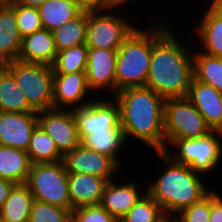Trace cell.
Returning <instances> with one entry per match:
<instances>
[{
  "label": "cell",
  "mask_w": 222,
  "mask_h": 222,
  "mask_svg": "<svg viewBox=\"0 0 222 222\" xmlns=\"http://www.w3.org/2000/svg\"><path fill=\"white\" fill-rule=\"evenodd\" d=\"M157 20L152 21L153 47L145 86L164 99L186 97L193 78V46L186 45L188 40L180 43L172 24Z\"/></svg>",
  "instance_id": "cell-1"
},
{
  "label": "cell",
  "mask_w": 222,
  "mask_h": 222,
  "mask_svg": "<svg viewBox=\"0 0 222 222\" xmlns=\"http://www.w3.org/2000/svg\"><path fill=\"white\" fill-rule=\"evenodd\" d=\"M113 98L119 105L120 126L126 141L133 138L154 152L164 151L165 99L146 86L122 89Z\"/></svg>",
  "instance_id": "cell-2"
},
{
  "label": "cell",
  "mask_w": 222,
  "mask_h": 222,
  "mask_svg": "<svg viewBox=\"0 0 222 222\" xmlns=\"http://www.w3.org/2000/svg\"><path fill=\"white\" fill-rule=\"evenodd\" d=\"M160 159L162 172L147 184V193L162 207L164 214L176 216L198 202L212 189L203 183L201 174L188 165L175 162L165 151L154 152ZM202 176V177H200Z\"/></svg>",
  "instance_id": "cell-3"
},
{
  "label": "cell",
  "mask_w": 222,
  "mask_h": 222,
  "mask_svg": "<svg viewBox=\"0 0 222 222\" xmlns=\"http://www.w3.org/2000/svg\"><path fill=\"white\" fill-rule=\"evenodd\" d=\"M150 25V29L135 26L119 47L115 72L116 92L146 85L153 47V24Z\"/></svg>",
  "instance_id": "cell-4"
},
{
  "label": "cell",
  "mask_w": 222,
  "mask_h": 222,
  "mask_svg": "<svg viewBox=\"0 0 222 222\" xmlns=\"http://www.w3.org/2000/svg\"><path fill=\"white\" fill-rule=\"evenodd\" d=\"M221 138L222 131H212L198 139L173 140L164 151L175 162L188 165L195 172L206 175L220 166L218 164L222 161ZM173 148L177 152L174 153Z\"/></svg>",
  "instance_id": "cell-5"
},
{
  "label": "cell",
  "mask_w": 222,
  "mask_h": 222,
  "mask_svg": "<svg viewBox=\"0 0 222 222\" xmlns=\"http://www.w3.org/2000/svg\"><path fill=\"white\" fill-rule=\"evenodd\" d=\"M14 76L29 105L36 111L53 108V70L46 64L13 60L3 64Z\"/></svg>",
  "instance_id": "cell-6"
},
{
  "label": "cell",
  "mask_w": 222,
  "mask_h": 222,
  "mask_svg": "<svg viewBox=\"0 0 222 222\" xmlns=\"http://www.w3.org/2000/svg\"><path fill=\"white\" fill-rule=\"evenodd\" d=\"M25 184L34 200L71 209L68 172L62 160L32 164Z\"/></svg>",
  "instance_id": "cell-7"
},
{
  "label": "cell",
  "mask_w": 222,
  "mask_h": 222,
  "mask_svg": "<svg viewBox=\"0 0 222 222\" xmlns=\"http://www.w3.org/2000/svg\"><path fill=\"white\" fill-rule=\"evenodd\" d=\"M212 132L204 117L187 97L167 98L164 102L165 148L173 140L198 139Z\"/></svg>",
  "instance_id": "cell-8"
},
{
  "label": "cell",
  "mask_w": 222,
  "mask_h": 222,
  "mask_svg": "<svg viewBox=\"0 0 222 222\" xmlns=\"http://www.w3.org/2000/svg\"><path fill=\"white\" fill-rule=\"evenodd\" d=\"M115 11H87L85 44L88 48L119 49L135 28L136 25L127 20V15L123 16L122 11Z\"/></svg>",
  "instance_id": "cell-9"
},
{
  "label": "cell",
  "mask_w": 222,
  "mask_h": 222,
  "mask_svg": "<svg viewBox=\"0 0 222 222\" xmlns=\"http://www.w3.org/2000/svg\"><path fill=\"white\" fill-rule=\"evenodd\" d=\"M97 97L88 105L72 109L80 140L93 133L105 129L120 127V109L113 97ZM105 98V99H103Z\"/></svg>",
  "instance_id": "cell-10"
},
{
  "label": "cell",
  "mask_w": 222,
  "mask_h": 222,
  "mask_svg": "<svg viewBox=\"0 0 222 222\" xmlns=\"http://www.w3.org/2000/svg\"><path fill=\"white\" fill-rule=\"evenodd\" d=\"M37 125L55 141L62 156L80 145L77 123L71 109L52 108L39 111Z\"/></svg>",
  "instance_id": "cell-11"
},
{
  "label": "cell",
  "mask_w": 222,
  "mask_h": 222,
  "mask_svg": "<svg viewBox=\"0 0 222 222\" xmlns=\"http://www.w3.org/2000/svg\"><path fill=\"white\" fill-rule=\"evenodd\" d=\"M62 161L68 173L95 175L107 181L113 180L116 175L118 177L116 173L122 174V168L111 157L89 150L81 144L66 153Z\"/></svg>",
  "instance_id": "cell-12"
},
{
  "label": "cell",
  "mask_w": 222,
  "mask_h": 222,
  "mask_svg": "<svg viewBox=\"0 0 222 222\" xmlns=\"http://www.w3.org/2000/svg\"><path fill=\"white\" fill-rule=\"evenodd\" d=\"M117 53L118 49L88 48L86 77L92 97L95 96V92L108 94L107 90L109 95L112 94L111 97L115 95Z\"/></svg>",
  "instance_id": "cell-13"
},
{
  "label": "cell",
  "mask_w": 222,
  "mask_h": 222,
  "mask_svg": "<svg viewBox=\"0 0 222 222\" xmlns=\"http://www.w3.org/2000/svg\"><path fill=\"white\" fill-rule=\"evenodd\" d=\"M52 92L53 108L56 109L72 110L83 107L93 101L94 98L101 96L96 95L95 97H91L87 94L89 92L91 93V90L87 83L86 72L53 74Z\"/></svg>",
  "instance_id": "cell-14"
},
{
  "label": "cell",
  "mask_w": 222,
  "mask_h": 222,
  "mask_svg": "<svg viewBox=\"0 0 222 222\" xmlns=\"http://www.w3.org/2000/svg\"><path fill=\"white\" fill-rule=\"evenodd\" d=\"M206 8L200 17L197 26L192 29L196 32L198 42L203 45L198 46V50L204 54L222 58V5L217 0H209ZM194 31V32H193Z\"/></svg>",
  "instance_id": "cell-15"
},
{
  "label": "cell",
  "mask_w": 222,
  "mask_h": 222,
  "mask_svg": "<svg viewBox=\"0 0 222 222\" xmlns=\"http://www.w3.org/2000/svg\"><path fill=\"white\" fill-rule=\"evenodd\" d=\"M37 126V112L0 111V146L27 150L30 136Z\"/></svg>",
  "instance_id": "cell-16"
},
{
  "label": "cell",
  "mask_w": 222,
  "mask_h": 222,
  "mask_svg": "<svg viewBox=\"0 0 222 222\" xmlns=\"http://www.w3.org/2000/svg\"><path fill=\"white\" fill-rule=\"evenodd\" d=\"M116 179L107 182L100 205L119 221L147 192V186H140L134 181L116 184Z\"/></svg>",
  "instance_id": "cell-17"
},
{
  "label": "cell",
  "mask_w": 222,
  "mask_h": 222,
  "mask_svg": "<svg viewBox=\"0 0 222 222\" xmlns=\"http://www.w3.org/2000/svg\"><path fill=\"white\" fill-rule=\"evenodd\" d=\"M186 97L201 113L212 131H222L221 92L193 77Z\"/></svg>",
  "instance_id": "cell-18"
},
{
  "label": "cell",
  "mask_w": 222,
  "mask_h": 222,
  "mask_svg": "<svg viewBox=\"0 0 222 222\" xmlns=\"http://www.w3.org/2000/svg\"><path fill=\"white\" fill-rule=\"evenodd\" d=\"M107 180L95 175L68 173V189L71 210L99 205Z\"/></svg>",
  "instance_id": "cell-19"
},
{
  "label": "cell",
  "mask_w": 222,
  "mask_h": 222,
  "mask_svg": "<svg viewBox=\"0 0 222 222\" xmlns=\"http://www.w3.org/2000/svg\"><path fill=\"white\" fill-rule=\"evenodd\" d=\"M56 56L53 33L42 28L22 38L17 60L52 66Z\"/></svg>",
  "instance_id": "cell-20"
},
{
  "label": "cell",
  "mask_w": 222,
  "mask_h": 222,
  "mask_svg": "<svg viewBox=\"0 0 222 222\" xmlns=\"http://www.w3.org/2000/svg\"><path fill=\"white\" fill-rule=\"evenodd\" d=\"M21 40L14 4L6 0L0 7V65L18 59Z\"/></svg>",
  "instance_id": "cell-21"
},
{
  "label": "cell",
  "mask_w": 222,
  "mask_h": 222,
  "mask_svg": "<svg viewBox=\"0 0 222 222\" xmlns=\"http://www.w3.org/2000/svg\"><path fill=\"white\" fill-rule=\"evenodd\" d=\"M80 144L98 153L111 157L121 168L122 160L118 158L127 144L124 131L121 126L118 129H105L93 131V133L84 136L80 140Z\"/></svg>",
  "instance_id": "cell-22"
},
{
  "label": "cell",
  "mask_w": 222,
  "mask_h": 222,
  "mask_svg": "<svg viewBox=\"0 0 222 222\" xmlns=\"http://www.w3.org/2000/svg\"><path fill=\"white\" fill-rule=\"evenodd\" d=\"M32 163L25 150L0 146V179L25 184Z\"/></svg>",
  "instance_id": "cell-23"
},
{
  "label": "cell",
  "mask_w": 222,
  "mask_h": 222,
  "mask_svg": "<svg viewBox=\"0 0 222 222\" xmlns=\"http://www.w3.org/2000/svg\"><path fill=\"white\" fill-rule=\"evenodd\" d=\"M38 11L42 27L52 32L77 17L83 9L74 0H46Z\"/></svg>",
  "instance_id": "cell-24"
},
{
  "label": "cell",
  "mask_w": 222,
  "mask_h": 222,
  "mask_svg": "<svg viewBox=\"0 0 222 222\" xmlns=\"http://www.w3.org/2000/svg\"><path fill=\"white\" fill-rule=\"evenodd\" d=\"M0 111L36 112L29 105L24 92L17 85L12 73L4 65H0Z\"/></svg>",
  "instance_id": "cell-25"
},
{
  "label": "cell",
  "mask_w": 222,
  "mask_h": 222,
  "mask_svg": "<svg viewBox=\"0 0 222 222\" xmlns=\"http://www.w3.org/2000/svg\"><path fill=\"white\" fill-rule=\"evenodd\" d=\"M33 202L28 186L16 184L0 210V217L5 222H28Z\"/></svg>",
  "instance_id": "cell-26"
},
{
  "label": "cell",
  "mask_w": 222,
  "mask_h": 222,
  "mask_svg": "<svg viewBox=\"0 0 222 222\" xmlns=\"http://www.w3.org/2000/svg\"><path fill=\"white\" fill-rule=\"evenodd\" d=\"M193 47V77L222 93V58L204 54Z\"/></svg>",
  "instance_id": "cell-27"
},
{
  "label": "cell",
  "mask_w": 222,
  "mask_h": 222,
  "mask_svg": "<svg viewBox=\"0 0 222 222\" xmlns=\"http://www.w3.org/2000/svg\"><path fill=\"white\" fill-rule=\"evenodd\" d=\"M87 26V10L60 28L52 31L57 52L85 44Z\"/></svg>",
  "instance_id": "cell-28"
},
{
  "label": "cell",
  "mask_w": 222,
  "mask_h": 222,
  "mask_svg": "<svg viewBox=\"0 0 222 222\" xmlns=\"http://www.w3.org/2000/svg\"><path fill=\"white\" fill-rule=\"evenodd\" d=\"M26 152L32 164L57 162L63 159V156L57 149L55 141L38 125L31 133Z\"/></svg>",
  "instance_id": "cell-29"
},
{
  "label": "cell",
  "mask_w": 222,
  "mask_h": 222,
  "mask_svg": "<svg viewBox=\"0 0 222 222\" xmlns=\"http://www.w3.org/2000/svg\"><path fill=\"white\" fill-rule=\"evenodd\" d=\"M88 63V46L82 44L57 52L52 65L53 74H70L86 72Z\"/></svg>",
  "instance_id": "cell-30"
},
{
  "label": "cell",
  "mask_w": 222,
  "mask_h": 222,
  "mask_svg": "<svg viewBox=\"0 0 222 222\" xmlns=\"http://www.w3.org/2000/svg\"><path fill=\"white\" fill-rule=\"evenodd\" d=\"M162 207L146 192L119 222H165Z\"/></svg>",
  "instance_id": "cell-31"
},
{
  "label": "cell",
  "mask_w": 222,
  "mask_h": 222,
  "mask_svg": "<svg viewBox=\"0 0 222 222\" xmlns=\"http://www.w3.org/2000/svg\"><path fill=\"white\" fill-rule=\"evenodd\" d=\"M28 222H72V210L34 200Z\"/></svg>",
  "instance_id": "cell-32"
},
{
  "label": "cell",
  "mask_w": 222,
  "mask_h": 222,
  "mask_svg": "<svg viewBox=\"0 0 222 222\" xmlns=\"http://www.w3.org/2000/svg\"><path fill=\"white\" fill-rule=\"evenodd\" d=\"M10 1L14 4L17 26L21 38L43 28L38 8L27 7L24 5H19L13 0Z\"/></svg>",
  "instance_id": "cell-33"
},
{
  "label": "cell",
  "mask_w": 222,
  "mask_h": 222,
  "mask_svg": "<svg viewBox=\"0 0 222 222\" xmlns=\"http://www.w3.org/2000/svg\"><path fill=\"white\" fill-rule=\"evenodd\" d=\"M210 192L198 202L181 210L175 217L180 222H209Z\"/></svg>",
  "instance_id": "cell-34"
},
{
  "label": "cell",
  "mask_w": 222,
  "mask_h": 222,
  "mask_svg": "<svg viewBox=\"0 0 222 222\" xmlns=\"http://www.w3.org/2000/svg\"><path fill=\"white\" fill-rule=\"evenodd\" d=\"M72 222H119L100 204L83 206L72 210Z\"/></svg>",
  "instance_id": "cell-35"
},
{
  "label": "cell",
  "mask_w": 222,
  "mask_h": 222,
  "mask_svg": "<svg viewBox=\"0 0 222 222\" xmlns=\"http://www.w3.org/2000/svg\"><path fill=\"white\" fill-rule=\"evenodd\" d=\"M209 222H222V195L215 189L210 191Z\"/></svg>",
  "instance_id": "cell-36"
},
{
  "label": "cell",
  "mask_w": 222,
  "mask_h": 222,
  "mask_svg": "<svg viewBox=\"0 0 222 222\" xmlns=\"http://www.w3.org/2000/svg\"><path fill=\"white\" fill-rule=\"evenodd\" d=\"M83 10L105 11V0H74Z\"/></svg>",
  "instance_id": "cell-37"
},
{
  "label": "cell",
  "mask_w": 222,
  "mask_h": 222,
  "mask_svg": "<svg viewBox=\"0 0 222 222\" xmlns=\"http://www.w3.org/2000/svg\"><path fill=\"white\" fill-rule=\"evenodd\" d=\"M16 184L6 179H0V210L5 200L9 197L10 191Z\"/></svg>",
  "instance_id": "cell-38"
},
{
  "label": "cell",
  "mask_w": 222,
  "mask_h": 222,
  "mask_svg": "<svg viewBox=\"0 0 222 222\" xmlns=\"http://www.w3.org/2000/svg\"><path fill=\"white\" fill-rule=\"evenodd\" d=\"M131 1L134 0H105V11L118 10L120 8L122 9V7L125 8L127 4H130Z\"/></svg>",
  "instance_id": "cell-39"
},
{
  "label": "cell",
  "mask_w": 222,
  "mask_h": 222,
  "mask_svg": "<svg viewBox=\"0 0 222 222\" xmlns=\"http://www.w3.org/2000/svg\"><path fill=\"white\" fill-rule=\"evenodd\" d=\"M19 5H24L32 8H39L46 0H13Z\"/></svg>",
  "instance_id": "cell-40"
},
{
  "label": "cell",
  "mask_w": 222,
  "mask_h": 222,
  "mask_svg": "<svg viewBox=\"0 0 222 222\" xmlns=\"http://www.w3.org/2000/svg\"><path fill=\"white\" fill-rule=\"evenodd\" d=\"M165 222H180L175 216H168L165 219Z\"/></svg>",
  "instance_id": "cell-41"
},
{
  "label": "cell",
  "mask_w": 222,
  "mask_h": 222,
  "mask_svg": "<svg viewBox=\"0 0 222 222\" xmlns=\"http://www.w3.org/2000/svg\"><path fill=\"white\" fill-rule=\"evenodd\" d=\"M6 0H0V7L5 3Z\"/></svg>",
  "instance_id": "cell-42"
}]
</instances>
